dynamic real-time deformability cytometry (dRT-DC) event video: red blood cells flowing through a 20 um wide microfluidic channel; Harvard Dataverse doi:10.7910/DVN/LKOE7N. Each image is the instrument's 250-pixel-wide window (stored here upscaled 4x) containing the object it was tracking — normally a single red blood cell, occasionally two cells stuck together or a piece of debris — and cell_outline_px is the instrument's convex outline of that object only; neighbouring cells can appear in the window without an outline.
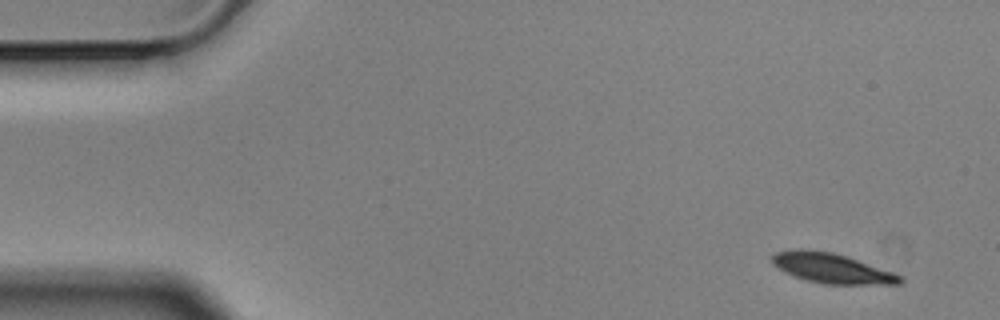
{"species": "Egyptian fruit bat (a non-hibernating species)", "species_latin": "Rousettus aegyptiacus", "temperature_condition": "cold", "stored_images_in_passage": 4, "camera_frame_rate_fps": 3000, "um_per_image_px": 0.085, "animal": {"sex": "male"}, "frame": {"image": 1, "passage_image": 1, "time_ms": 0.0, "image_size_px": [1000, 320], "cell_outline_px": [[904, 280], [900, 284], [824, 284], [808, 280], [784, 272], [772, 264], [772, 256], [776, 252], [800, 248], [832, 252], [848, 256], [904, 276]], "centroid_in_image_um": [70.73, 22.79], "position_along_channel_um": 14.3, "area_um2": 22.31}}
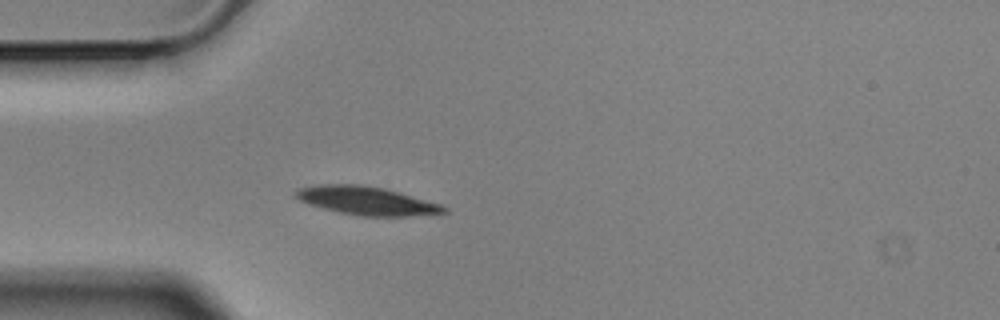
{"frame": {"image": 2, "passage_image": 4, "time_ms": 1.0, "image_size_px": [1000, 320], "cell_outline_px": [[448, 212], [404, 216], [360, 216], [340, 212], [308, 204], [300, 200], [296, 196], [296, 192], [300, 188], [320, 184], [360, 184], [384, 188], [400, 192], [440, 204], [448, 208]], "centroid_in_image_um": [31.18, 17.05], "position_along_channel_um": 53.8, "area_um2": 24.22}}